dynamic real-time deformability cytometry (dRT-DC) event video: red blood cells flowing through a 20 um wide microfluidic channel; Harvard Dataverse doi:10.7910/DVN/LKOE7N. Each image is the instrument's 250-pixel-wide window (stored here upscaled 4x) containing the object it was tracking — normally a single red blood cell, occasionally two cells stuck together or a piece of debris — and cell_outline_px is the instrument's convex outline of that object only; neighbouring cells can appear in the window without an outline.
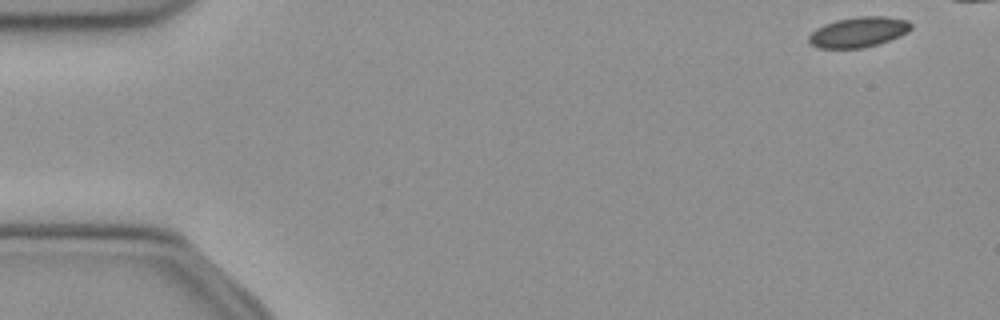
{"species": "common noctule bat (a hibernating species)", "species_latin": "Nyctalus noctula", "temperature_condition": "cold", "stored_images_in_passage": 43, "camera_frame_rate_fps": 3000, "um_per_image_px": 0.085, "animal": {"sex": "female", "body_mass_g": 21.9}, "frame": {"image": 1, "passage_image": 1, "time_ms": 0.0, "image_size_px": [1000, 320], "cell_outline_px": [[912, 28], [908, 32], [900, 36], [864, 48], [816, 48], [808, 40], [808, 36], [816, 28], [824, 24], [836, 20], [860, 16], [884, 16], [908, 20], [912, 24]], "centroid_in_image_um": [72.97, 2.72], "position_along_channel_um": 12.0, "area_um2": 18.03}}
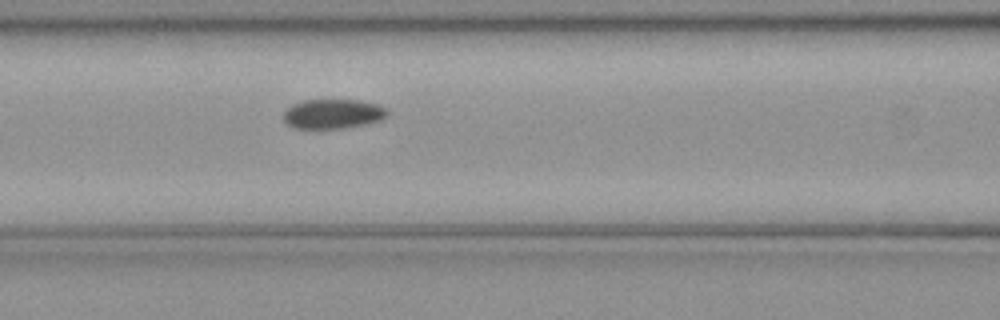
{"frame": {"image": 2, "passage_image": 20, "time_ms": 6.333, "image_size_px": [1000, 320], "cell_outline_px": [[388, 116], [380, 120], [368, 124], [344, 128], [292, 128], [284, 120], [284, 112], [292, 104], [304, 100], [360, 100], [376, 104], [388, 108]], "centroid_in_image_um": [28.33, 9.68], "position_along_channel_um": 138.3, "area_um2": 17.98}}
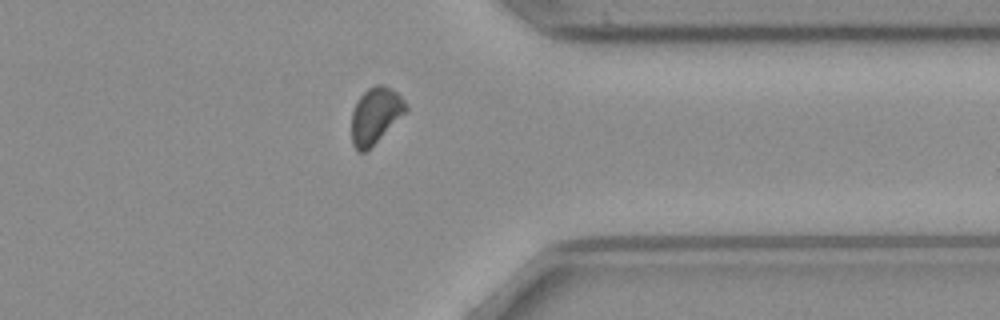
{"frame": {"image": 3, "passage_image": 39, "time_ms": 12.667, "image_size_px": [1000, 320], "cell_outline_px": [[408, 108], [364, 152], [356, 152], [352, 144], [352, 112], [360, 96], [368, 88], [376, 84], [384, 84], [396, 92], [408, 104]], "centroid_in_image_um": [31.88, 9.78], "position_along_channel_um": 379.5, "area_um2": 17.11}}